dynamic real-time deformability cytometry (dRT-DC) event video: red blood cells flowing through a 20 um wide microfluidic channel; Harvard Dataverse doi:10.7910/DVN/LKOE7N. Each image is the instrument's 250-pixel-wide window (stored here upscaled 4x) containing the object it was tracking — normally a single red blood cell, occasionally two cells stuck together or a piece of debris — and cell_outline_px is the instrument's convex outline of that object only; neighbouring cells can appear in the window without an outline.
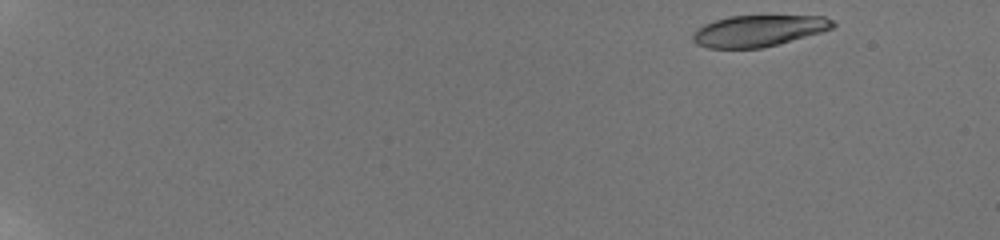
{"species": "human", "species_latin": "Homo sapiens", "temperature_condition": "room temperature", "stored_images_in_passage": 36, "camera_frame_rate_fps": 3000, "um_per_image_px": 0.085, "donor": {"sex": "male"}, "frame": {"image": 1, "passage_image": 1, "time_ms": 0.0, "image_size_px": [1000, 240], "cell_outline_px": [[836, 24], [832, 28], [820, 32], [776, 44], [760, 48], [708, 48], [696, 44], [692, 40], [692, 32], [696, 28], [704, 24], [728, 16], [824, 16], [832, 20]], "centroid_in_image_um": [64.4, 2.61], "position_along_channel_um": 20.6, "area_um2": 25.37}}
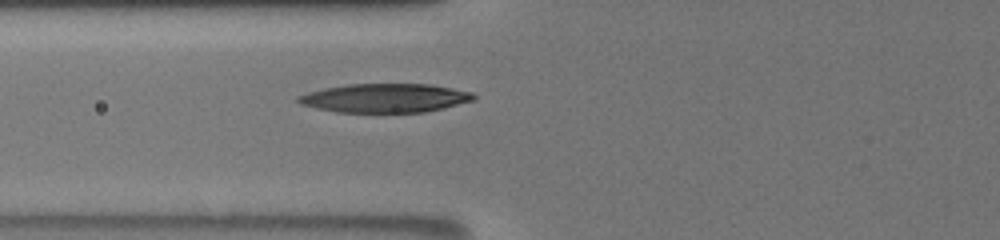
{"frame": {"image": 2, "passage_image": 20, "time_ms": 6.667, "image_size_px": [1000, 240], "cell_outline_px": [[476, 100], [444, 108], [424, 112], [336, 112], [316, 108], [300, 104], [296, 100], [296, 96], [308, 92], [324, 88], [348, 84], [432, 84], [472, 92], [476, 96]], "centroid_in_image_um": [32.73, 8.33], "position_along_channel_um": 93.1, "area_um2": 29.65}}
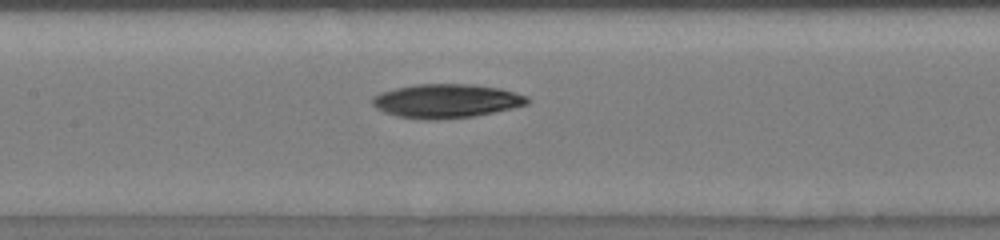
{"frame": {"image": 3, "passage_image": 29, "time_ms": 8.667, "image_size_px": [1000, 240], "cell_outline_px": [[528, 104], [512, 108], [476, 116], [436, 120], [428, 120], [396, 116], [384, 112], [376, 108], [372, 104], [372, 96], [380, 92], [396, 88], [416, 84], [472, 84], [500, 88], [528, 96]], "centroid_in_image_um": [37.92, 8.58], "position_along_channel_um": 169.5, "area_um2": 30.75}}